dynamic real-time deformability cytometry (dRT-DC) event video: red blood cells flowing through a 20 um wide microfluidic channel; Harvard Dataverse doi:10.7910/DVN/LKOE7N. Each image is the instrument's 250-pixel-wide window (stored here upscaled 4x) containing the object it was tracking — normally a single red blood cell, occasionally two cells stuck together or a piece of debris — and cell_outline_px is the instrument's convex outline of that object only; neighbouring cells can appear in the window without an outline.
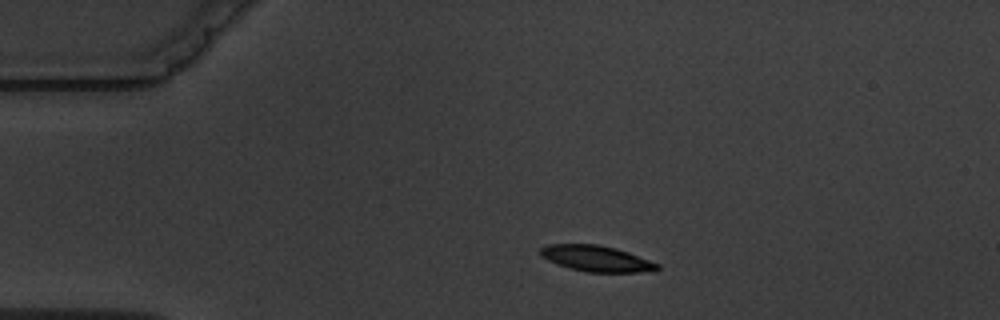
{"species": "common noctule bat (a hibernating species)", "species_latin": "Nyctalus noctula", "temperature_condition": "warm", "stored_images_in_passage": 4, "camera_frame_rate_fps": 3000, "um_per_image_px": 0.085, "animal": {"sex": "male", "body_mass_g": 19.5, "forearm_length_mm": 54.6}, "frame": {"image": 1, "passage_image": 2, "time_ms": 1.0, "image_size_px": [1000, 320], "cell_outline_px": [[660, 268], [652, 272], [588, 272], [568, 268], [548, 260], [540, 256], [540, 248], [548, 244], [600, 244], [616, 248], [628, 252], [660, 264]], "centroid_in_image_um": [50.71, 21.97], "position_along_channel_um": 34.3, "area_um2": 17.8}}
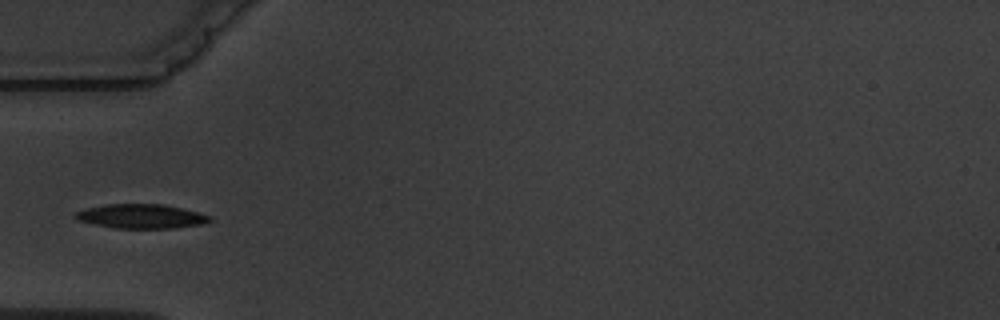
{"frame": {"image": 2, "passage_image": 4, "time_ms": 3.333, "image_size_px": [1000, 320], "cell_outline_px": [[212, 220], [204, 224], [172, 228], [116, 228], [76, 220], [72, 216], [76, 212], [88, 208], [108, 204], [164, 204], [200, 212], [212, 216]], "centroid_in_image_um": [12.05, 18.38], "position_along_channel_um": 73.0, "area_um2": 19.02}}